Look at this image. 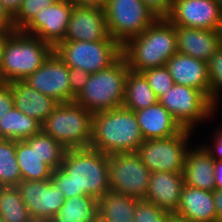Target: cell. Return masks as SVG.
Masks as SVG:
<instances>
[{"label":"cell","instance_id":"cell-1","mask_svg":"<svg viewBox=\"0 0 222 222\" xmlns=\"http://www.w3.org/2000/svg\"><path fill=\"white\" fill-rule=\"evenodd\" d=\"M108 155L92 148L67 149L51 181L65 199L89 195L99 199L110 191Z\"/></svg>","mask_w":222,"mask_h":222},{"label":"cell","instance_id":"cell-2","mask_svg":"<svg viewBox=\"0 0 222 222\" xmlns=\"http://www.w3.org/2000/svg\"><path fill=\"white\" fill-rule=\"evenodd\" d=\"M121 52L130 70L135 72L166 66L177 52L175 26L167 18H158L143 33L128 39Z\"/></svg>","mask_w":222,"mask_h":222},{"label":"cell","instance_id":"cell-3","mask_svg":"<svg viewBox=\"0 0 222 222\" xmlns=\"http://www.w3.org/2000/svg\"><path fill=\"white\" fill-rule=\"evenodd\" d=\"M144 141L133 110L121 106L93 113L90 148L107 155L136 152Z\"/></svg>","mask_w":222,"mask_h":222},{"label":"cell","instance_id":"cell-4","mask_svg":"<svg viewBox=\"0 0 222 222\" xmlns=\"http://www.w3.org/2000/svg\"><path fill=\"white\" fill-rule=\"evenodd\" d=\"M53 52V46L21 30L5 33L1 44L2 82L24 80L39 69Z\"/></svg>","mask_w":222,"mask_h":222},{"label":"cell","instance_id":"cell-5","mask_svg":"<svg viewBox=\"0 0 222 222\" xmlns=\"http://www.w3.org/2000/svg\"><path fill=\"white\" fill-rule=\"evenodd\" d=\"M129 70L125 58L121 55L108 68L90 74L87 84L74 98V102L92 114L121 107Z\"/></svg>","mask_w":222,"mask_h":222},{"label":"cell","instance_id":"cell-6","mask_svg":"<svg viewBox=\"0 0 222 222\" xmlns=\"http://www.w3.org/2000/svg\"><path fill=\"white\" fill-rule=\"evenodd\" d=\"M93 114L76 102L59 103L42 124V131L66 149L90 148Z\"/></svg>","mask_w":222,"mask_h":222},{"label":"cell","instance_id":"cell-7","mask_svg":"<svg viewBox=\"0 0 222 222\" xmlns=\"http://www.w3.org/2000/svg\"><path fill=\"white\" fill-rule=\"evenodd\" d=\"M58 57L71 68L89 74L108 68L121 55V45L114 39L101 41H61L53 47Z\"/></svg>","mask_w":222,"mask_h":222},{"label":"cell","instance_id":"cell-8","mask_svg":"<svg viewBox=\"0 0 222 222\" xmlns=\"http://www.w3.org/2000/svg\"><path fill=\"white\" fill-rule=\"evenodd\" d=\"M104 11L110 36L121 46L158 19L142 0H108Z\"/></svg>","mask_w":222,"mask_h":222},{"label":"cell","instance_id":"cell-9","mask_svg":"<svg viewBox=\"0 0 222 222\" xmlns=\"http://www.w3.org/2000/svg\"><path fill=\"white\" fill-rule=\"evenodd\" d=\"M180 124L183 129L194 131V127L202 121L210 120L217 105L214 106L209 98L194 87L174 84L165 94L158 98Z\"/></svg>","mask_w":222,"mask_h":222},{"label":"cell","instance_id":"cell-10","mask_svg":"<svg viewBox=\"0 0 222 222\" xmlns=\"http://www.w3.org/2000/svg\"><path fill=\"white\" fill-rule=\"evenodd\" d=\"M110 191L145 200L151 171L136 152L109 154Z\"/></svg>","mask_w":222,"mask_h":222},{"label":"cell","instance_id":"cell-11","mask_svg":"<svg viewBox=\"0 0 222 222\" xmlns=\"http://www.w3.org/2000/svg\"><path fill=\"white\" fill-rule=\"evenodd\" d=\"M191 134L183 129L174 136L145 140L136 153L151 172H183Z\"/></svg>","mask_w":222,"mask_h":222},{"label":"cell","instance_id":"cell-12","mask_svg":"<svg viewBox=\"0 0 222 222\" xmlns=\"http://www.w3.org/2000/svg\"><path fill=\"white\" fill-rule=\"evenodd\" d=\"M16 188L34 222H49L65 201L51 179L22 180Z\"/></svg>","mask_w":222,"mask_h":222},{"label":"cell","instance_id":"cell-13","mask_svg":"<svg viewBox=\"0 0 222 222\" xmlns=\"http://www.w3.org/2000/svg\"><path fill=\"white\" fill-rule=\"evenodd\" d=\"M23 81L59 103L74 102L69 83V67L54 51L39 69Z\"/></svg>","mask_w":222,"mask_h":222},{"label":"cell","instance_id":"cell-14","mask_svg":"<svg viewBox=\"0 0 222 222\" xmlns=\"http://www.w3.org/2000/svg\"><path fill=\"white\" fill-rule=\"evenodd\" d=\"M74 5L71 0H58L42 9L21 31L36 36L54 47L65 36Z\"/></svg>","mask_w":222,"mask_h":222},{"label":"cell","instance_id":"cell-15","mask_svg":"<svg viewBox=\"0 0 222 222\" xmlns=\"http://www.w3.org/2000/svg\"><path fill=\"white\" fill-rule=\"evenodd\" d=\"M222 8L215 0H173L167 19L174 25L198 29L217 28Z\"/></svg>","mask_w":222,"mask_h":222},{"label":"cell","instance_id":"cell-16","mask_svg":"<svg viewBox=\"0 0 222 222\" xmlns=\"http://www.w3.org/2000/svg\"><path fill=\"white\" fill-rule=\"evenodd\" d=\"M104 8L73 6L62 41L110 40Z\"/></svg>","mask_w":222,"mask_h":222},{"label":"cell","instance_id":"cell-17","mask_svg":"<svg viewBox=\"0 0 222 222\" xmlns=\"http://www.w3.org/2000/svg\"><path fill=\"white\" fill-rule=\"evenodd\" d=\"M182 173L152 172L145 200L170 214H175L185 186Z\"/></svg>","mask_w":222,"mask_h":222},{"label":"cell","instance_id":"cell-18","mask_svg":"<svg viewBox=\"0 0 222 222\" xmlns=\"http://www.w3.org/2000/svg\"><path fill=\"white\" fill-rule=\"evenodd\" d=\"M166 67L169 69L174 84L194 87L209 98L208 62L176 52L167 61Z\"/></svg>","mask_w":222,"mask_h":222},{"label":"cell","instance_id":"cell-19","mask_svg":"<svg viewBox=\"0 0 222 222\" xmlns=\"http://www.w3.org/2000/svg\"><path fill=\"white\" fill-rule=\"evenodd\" d=\"M177 52L208 62L220 47L217 31L175 26Z\"/></svg>","mask_w":222,"mask_h":222},{"label":"cell","instance_id":"cell-20","mask_svg":"<svg viewBox=\"0 0 222 222\" xmlns=\"http://www.w3.org/2000/svg\"><path fill=\"white\" fill-rule=\"evenodd\" d=\"M175 214L192 222H218L214 191L185 185Z\"/></svg>","mask_w":222,"mask_h":222},{"label":"cell","instance_id":"cell-21","mask_svg":"<svg viewBox=\"0 0 222 222\" xmlns=\"http://www.w3.org/2000/svg\"><path fill=\"white\" fill-rule=\"evenodd\" d=\"M14 106L41 125L59 104L55 99L40 93L23 80L10 82Z\"/></svg>","mask_w":222,"mask_h":222},{"label":"cell","instance_id":"cell-22","mask_svg":"<svg viewBox=\"0 0 222 222\" xmlns=\"http://www.w3.org/2000/svg\"><path fill=\"white\" fill-rule=\"evenodd\" d=\"M134 112L144 140L167 138L183 130L173 115L159 102Z\"/></svg>","mask_w":222,"mask_h":222},{"label":"cell","instance_id":"cell-23","mask_svg":"<svg viewBox=\"0 0 222 222\" xmlns=\"http://www.w3.org/2000/svg\"><path fill=\"white\" fill-rule=\"evenodd\" d=\"M188 149L183 167V177L186 186L214 191L215 160L201 145Z\"/></svg>","mask_w":222,"mask_h":222},{"label":"cell","instance_id":"cell-24","mask_svg":"<svg viewBox=\"0 0 222 222\" xmlns=\"http://www.w3.org/2000/svg\"><path fill=\"white\" fill-rule=\"evenodd\" d=\"M139 199L107 192L97 200L98 216L106 222H133Z\"/></svg>","mask_w":222,"mask_h":222},{"label":"cell","instance_id":"cell-25","mask_svg":"<svg viewBox=\"0 0 222 222\" xmlns=\"http://www.w3.org/2000/svg\"><path fill=\"white\" fill-rule=\"evenodd\" d=\"M158 102V97L142 73L129 70L125 81L123 107L139 111Z\"/></svg>","mask_w":222,"mask_h":222},{"label":"cell","instance_id":"cell-26","mask_svg":"<svg viewBox=\"0 0 222 222\" xmlns=\"http://www.w3.org/2000/svg\"><path fill=\"white\" fill-rule=\"evenodd\" d=\"M97 216V199L89 195H77L65 199L63 206L49 222H93Z\"/></svg>","mask_w":222,"mask_h":222},{"label":"cell","instance_id":"cell-27","mask_svg":"<svg viewBox=\"0 0 222 222\" xmlns=\"http://www.w3.org/2000/svg\"><path fill=\"white\" fill-rule=\"evenodd\" d=\"M42 125L15 106L0 119V138L25 140L38 134Z\"/></svg>","mask_w":222,"mask_h":222},{"label":"cell","instance_id":"cell-28","mask_svg":"<svg viewBox=\"0 0 222 222\" xmlns=\"http://www.w3.org/2000/svg\"><path fill=\"white\" fill-rule=\"evenodd\" d=\"M16 160L22 174V180L43 181L51 179L53 169L43 162L34 148L25 140L16 141Z\"/></svg>","mask_w":222,"mask_h":222},{"label":"cell","instance_id":"cell-29","mask_svg":"<svg viewBox=\"0 0 222 222\" xmlns=\"http://www.w3.org/2000/svg\"><path fill=\"white\" fill-rule=\"evenodd\" d=\"M0 217L6 222H34L16 186L0 187Z\"/></svg>","mask_w":222,"mask_h":222},{"label":"cell","instance_id":"cell-30","mask_svg":"<svg viewBox=\"0 0 222 222\" xmlns=\"http://www.w3.org/2000/svg\"><path fill=\"white\" fill-rule=\"evenodd\" d=\"M25 141L31 148L35 149L41 160L53 170L60 168L67 149L53 137L41 130L38 134L25 139Z\"/></svg>","mask_w":222,"mask_h":222},{"label":"cell","instance_id":"cell-31","mask_svg":"<svg viewBox=\"0 0 222 222\" xmlns=\"http://www.w3.org/2000/svg\"><path fill=\"white\" fill-rule=\"evenodd\" d=\"M22 174L16 160V140L0 138V187L17 186Z\"/></svg>","mask_w":222,"mask_h":222},{"label":"cell","instance_id":"cell-32","mask_svg":"<svg viewBox=\"0 0 222 222\" xmlns=\"http://www.w3.org/2000/svg\"><path fill=\"white\" fill-rule=\"evenodd\" d=\"M208 75L210 78V102L216 106L222 92V47L210 57L208 61Z\"/></svg>","mask_w":222,"mask_h":222},{"label":"cell","instance_id":"cell-33","mask_svg":"<svg viewBox=\"0 0 222 222\" xmlns=\"http://www.w3.org/2000/svg\"><path fill=\"white\" fill-rule=\"evenodd\" d=\"M58 0H23L18 13L13 17L16 30H22L42 9Z\"/></svg>","mask_w":222,"mask_h":222},{"label":"cell","instance_id":"cell-34","mask_svg":"<svg viewBox=\"0 0 222 222\" xmlns=\"http://www.w3.org/2000/svg\"><path fill=\"white\" fill-rule=\"evenodd\" d=\"M141 73L145 76L158 98L174 85L173 78L166 66L151 68Z\"/></svg>","mask_w":222,"mask_h":222},{"label":"cell","instance_id":"cell-35","mask_svg":"<svg viewBox=\"0 0 222 222\" xmlns=\"http://www.w3.org/2000/svg\"><path fill=\"white\" fill-rule=\"evenodd\" d=\"M171 214L146 200L136 203L133 222H169Z\"/></svg>","mask_w":222,"mask_h":222},{"label":"cell","instance_id":"cell-36","mask_svg":"<svg viewBox=\"0 0 222 222\" xmlns=\"http://www.w3.org/2000/svg\"><path fill=\"white\" fill-rule=\"evenodd\" d=\"M89 75V73L81 68L69 67V83L71 88V96L73 98H75L87 84Z\"/></svg>","mask_w":222,"mask_h":222},{"label":"cell","instance_id":"cell-37","mask_svg":"<svg viewBox=\"0 0 222 222\" xmlns=\"http://www.w3.org/2000/svg\"><path fill=\"white\" fill-rule=\"evenodd\" d=\"M14 107V97L10 83H0V119Z\"/></svg>","mask_w":222,"mask_h":222},{"label":"cell","instance_id":"cell-38","mask_svg":"<svg viewBox=\"0 0 222 222\" xmlns=\"http://www.w3.org/2000/svg\"><path fill=\"white\" fill-rule=\"evenodd\" d=\"M158 18H167L172 10L173 0H142Z\"/></svg>","mask_w":222,"mask_h":222},{"label":"cell","instance_id":"cell-39","mask_svg":"<svg viewBox=\"0 0 222 222\" xmlns=\"http://www.w3.org/2000/svg\"><path fill=\"white\" fill-rule=\"evenodd\" d=\"M213 144L210 146L202 145L215 161L222 160V129L219 128L214 132Z\"/></svg>","mask_w":222,"mask_h":222},{"label":"cell","instance_id":"cell-40","mask_svg":"<svg viewBox=\"0 0 222 222\" xmlns=\"http://www.w3.org/2000/svg\"><path fill=\"white\" fill-rule=\"evenodd\" d=\"M16 31L13 17L6 8L0 3V32L11 33Z\"/></svg>","mask_w":222,"mask_h":222},{"label":"cell","instance_id":"cell-41","mask_svg":"<svg viewBox=\"0 0 222 222\" xmlns=\"http://www.w3.org/2000/svg\"><path fill=\"white\" fill-rule=\"evenodd\" d=\"M22 2L23 0H0V3L6 8L12 17L18 13Z\"/></svg>","mask_w":222,"mask_h":222},{"label":"cell","instance_id":"cell-42","mask_svg":"<svg viewBox=\"0 0 222 222\" xmlns=\"http://www.w3.org/2000/svg\"><path fill=\"white\" fill-rule=\"evenodd\" d=\"M214 180L216 191L222 190V160L215 161L214 164Z\"/></svg>","mask_w":222,"mask_h":222},{"label":"cell","instance_id":"cell-43","mask_svg":"<svg viewBox=\"0 0 222 222\" xmlns=\"http://www.w3.org/2000/svg\"><path fill=\"white\" fill-rule=\"evenodd\" d=\"M77 6L104 8L108 0H71Z\"/></svg>","mask_w":222,"mask_h":222},{"label":"cell","instance_id":"cell-44","mask_svg":"<svg viewBox=\"0 0 222 222\" xmlns=\"http://www.w3.org/2000/svg\"><path fill=\"white\" fill-rule=\"evenodd\" d=\"M214 205L216 207L218 222H222V190H214Z\"/></svg>","mask_w":222,"mask_h":222},{"label":"cell","instance_id":"cell-45","mask_svg":"<svg viewBox=\"0 0 222 222\" xmlns=\"http://www.w3.org/2000/svg\"><path fill=\"white\" fill-rule=\"evenodd\" d=\"M216 31H217V35H218V39H219V45H220V47H222V18L218 22Z\"/></svg>","mask_w":222,"mask_h":222},{"label":"cell","instance_id":"cell-46","mask_svg":"<svg viewBox=\"0 0 222 222\" xmlns=\"http://www.w3.org/2000/svg\"><path fill=\"white\" fill-rule=\"evenodd\" d=\"M169 222H192V221L179 217L176 214H171Z\"/></svg>","mask_w":222,"mask_h":222},{"label":"cell","instance_id":"cell-47","mask_svg":"<svg viewBox=\"0 0 222 222\" xmlns=\"http://www.w3.org/2000/svg\"><path fill=\"white\" fill-rule=\"evenodd\" d=\"M4 36L3 32H0V83H2V73H1V44H2V38Z\"/></svg>","mask_w":222,"mask_h":222},{"label":"cell","instance_id":"cell-48","mask_svg":"<svg viewBox=\"0 0 222 222\" xmlns=\"http://www.w3.org/2000/svg\"><path fill=\"white\" fill-rule=\"evenodd\" d=\"M93 222H106V221L103 220L101 217L97 216Z\"/></svg>","mask_w":222,"mask_h":222},{"label":"cell","instance_id":"cell-49","mask_svg":"<svg viewBox=\"0 0 222 222\" xmlns=\"http://www.w3.org/2000/svg\"><path fill=\"white\" fill-rule=\"evenodd\" d=\"M217 4L222 8V0H215Z\"/></svg>","mask_w":222,"mask_h":222},{"label":"cell","instance_id":"cell-50","mask_svg":"<svg viewBox=\"0 0 222 222\" xmlns=\"http://www.w3.org/2000/svg\"><path fill=\"white\" fill-rule=\"evenodd\" d=\"M0 222H6V221H4V220L0 217Z\"/></svg>","mask_w":222,"mask_h":222}]
</instances>
